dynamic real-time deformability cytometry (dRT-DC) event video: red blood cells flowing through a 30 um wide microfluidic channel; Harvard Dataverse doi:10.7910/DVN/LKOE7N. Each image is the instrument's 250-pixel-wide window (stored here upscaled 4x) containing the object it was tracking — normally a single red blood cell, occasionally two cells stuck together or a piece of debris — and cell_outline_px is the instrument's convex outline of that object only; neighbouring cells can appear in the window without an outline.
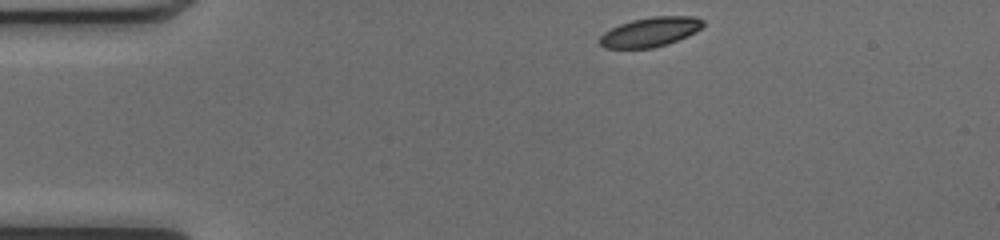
{"species": "common noctule bat (a hibernating species)", "species_latin": "Nyctalus noctula", "temperature_condition": "cold", "stored_images_in_passage": 43, "camera_frame_rate_fps": 3000, "um_per_image_px": 0.085, "animal": {"sex": "female", "body_mass_g": 17.0, "forearm_length_mm": 48.0}, "frame": {"image": 1, "passage_image": 1, "time_ms": 0.0, "image_size_px": [1000, 240], "cell_outline_px": [[704, 24], [696, 32], [688, 36], [668, 44], [652, 48], [604, 48], [600, 44], [600, 36], [604, 32], [620, 24], [632, 20], [652, 16], [696, 16], [704, 20]], "centroid_in_image_um": [55.3, 2.71], "position_along_channel_um": 29.7, "area_um2": 17.8}}
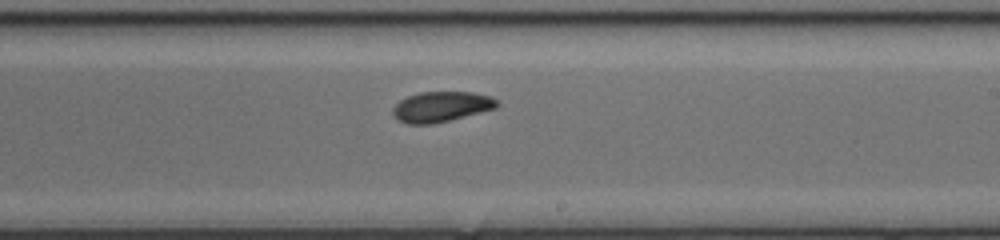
{"frame": {"image": 2, "passage_image": 22, "time_ms": 7.0, "image_size_px": [1000, 240], "cell_outline_px": [[500, 104], [496, 108], [432, 124], [408, 124], [400, 120], [392, 112], [392, 108], [400, 100], [408, 96], [420, 92], [472, 92], [488, 96], [500, 100]], "centroid_in_image_um": [37.52, 9.06], "position_along_channel_um": 251.5, "area_um2": 18.21}}
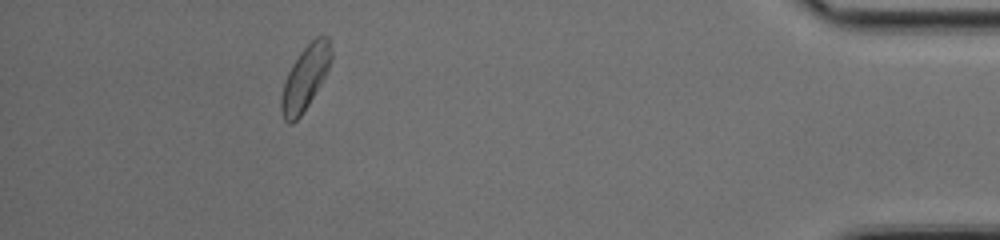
{"frame": {"image": 3, "passage_image": 38, "time_ms": 12.333, "image_size_px": [1000, 240], "cell_outline_px": [[332, 56], [328, 68], [320, 84], [308, 104], [300, 116], [292, 124], [288, 124], [284, 120], [280, 112], [280, 100], [284, 80], [292, 64], [300, 52], [316, 36], [328, 36], [332, 52]], "centroid_in_image_um": [25.91, 6.63], "position_along_channel_um": 409.3, "area_um2": 18.5}, "authors_computed_cell_mechanics": {"area_um2": 18.496, "velocity_mm_per_s": 4.0314, "shape_relaxation_time_tau1_ms": 4.4431, "shape_relaxation_time_tau2_ms": 3.2867, "deformation_change_tau1": 0.1436, "deformation_change_tau2": 0.0756}}